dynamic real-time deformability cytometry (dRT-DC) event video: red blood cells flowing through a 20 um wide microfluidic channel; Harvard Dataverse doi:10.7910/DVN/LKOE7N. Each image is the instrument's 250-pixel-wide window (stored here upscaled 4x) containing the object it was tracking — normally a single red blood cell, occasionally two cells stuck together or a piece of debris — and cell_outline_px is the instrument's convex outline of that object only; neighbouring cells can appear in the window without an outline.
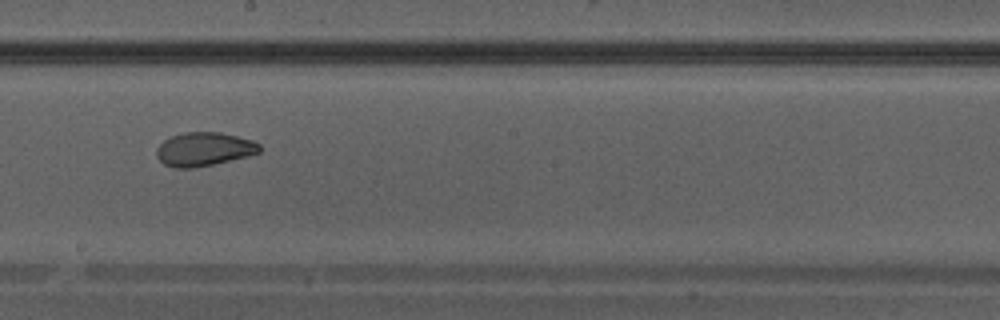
{"species": "Egyptian fruit bat (a non-hibernating species)", "species_latin": "Rousettus aegyptiacus", "temperature_condition": "warm", "stored_images_in_passage": 31, "camera_frame_rate_fps": 3000, "um_per_image_px": 0.085, "animal": {"sex": "male"}, "frame": {"image": 1, "passage_image": 14, "time_ms": 4.333, "image_size_px": [1000, 320], "cell_outline_px": [[260, 152], [248, 156], [212, 164], [192, 168], [176, 168], [164, 164], [156, 156], [156, 148], [164, 140], [172, 136], [184, 132], [220, 132], [252, 140], [260, 144]], "centroid_in_image_um": [17.33, 12.67], "position_along_channel_um": 230.9, "area_um2": 20.11}}